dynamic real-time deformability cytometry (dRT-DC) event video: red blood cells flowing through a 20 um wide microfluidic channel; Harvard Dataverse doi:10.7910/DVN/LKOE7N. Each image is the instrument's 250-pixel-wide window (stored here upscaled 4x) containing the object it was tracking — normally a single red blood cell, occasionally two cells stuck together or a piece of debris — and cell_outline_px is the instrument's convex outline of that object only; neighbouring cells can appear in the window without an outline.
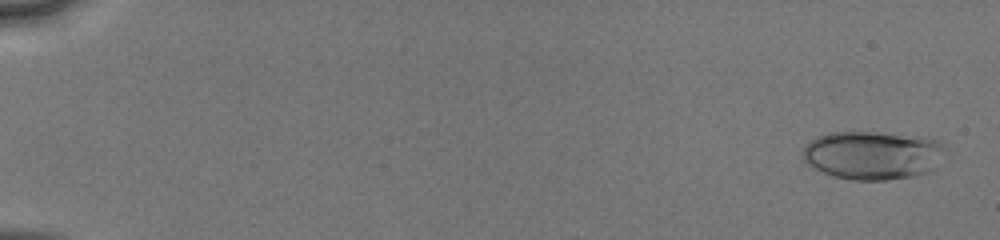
{"species": "human", "species_latin": "Homo sapiens", "temperature_condition": "cold", "stored_images_in_passage": 51, "camera_frame_rate_fps": 3000, "um_per_image_px": 0.085, "donor": {"sex": "male"}, "frame": {"image": 1, "passage_image": 2, "time_ms": 0.333, "image_size_px": [1000, 240], "cell_outline_px": [[944, 148], [932, 168], [928, 172], [912, 176], [884, 180], [852, 180], [832, 176], [808, 164], [804, 160], [800, 152], [804, 144], [816, 136], [828, 132], [880, 132], [924, 136], [940, 140], [944, 144]], "centroid_in_image_um": [74.11, 13.16], "position_along_channel_um": 10.9, "area_um2": 40.46}}
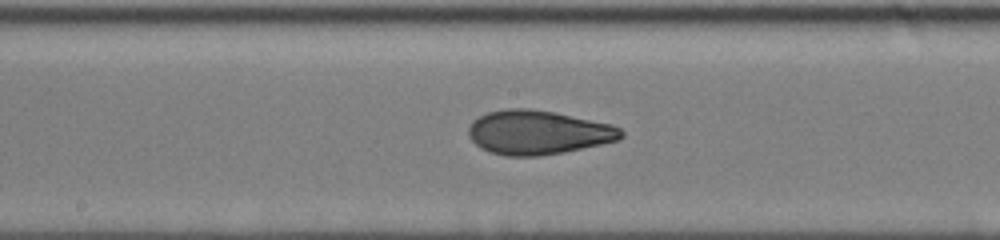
{"frame": {"image": 2, "passage_image": 29, "time_ms": 9.333, "image_size_px": [1000, 240], "cell_outline_px": [[624, 136], [620, 140], [564, 152], [540, 156], [504, 156], [488, 152], [480, 148], [468, 136], [468, 128], [472, 120], [488, 112], [508, 108], [528, 108], [556, 112], [612, 124], [620, 128], [624, 132]], "centroid_in_image_um": [45.73, 11.26], "position_along_channel_um": 202.5, "area_um2": 39.59}}
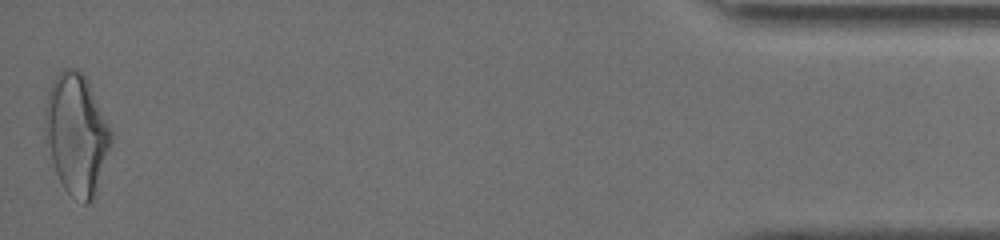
{"frame": {"image": 3, "passage_image": 51, "time_ms": 16.667, "image_size_px": [1000, 240], "cell_outline_px": [[112, 140], [96, 196], [88, 204], [84, 204], [72, 196], [64, 188], [56, 172], [52, 160], [48, 140], [44, 116], [44, 108], [48, 92], [52, 80], [64, 68], [76, 68], [88, 80], [112, 132]], "centroid_in_image_um": [6.53, 11.4], "position_along_channel_um": 428.7, "area_um2": 46.07}, "authors_computed_cell_mechanics": {"area_um2": 38.3214, "velocity_mm_per_s": 4.1376, "shape_relaxation_time_tau1_ms": 7.9985, "shape_relaxation_time_tau2_ms": 1.5927, "deformation_change_tau1": 0.2191, "deformation_change_tau2": 0.0762}}